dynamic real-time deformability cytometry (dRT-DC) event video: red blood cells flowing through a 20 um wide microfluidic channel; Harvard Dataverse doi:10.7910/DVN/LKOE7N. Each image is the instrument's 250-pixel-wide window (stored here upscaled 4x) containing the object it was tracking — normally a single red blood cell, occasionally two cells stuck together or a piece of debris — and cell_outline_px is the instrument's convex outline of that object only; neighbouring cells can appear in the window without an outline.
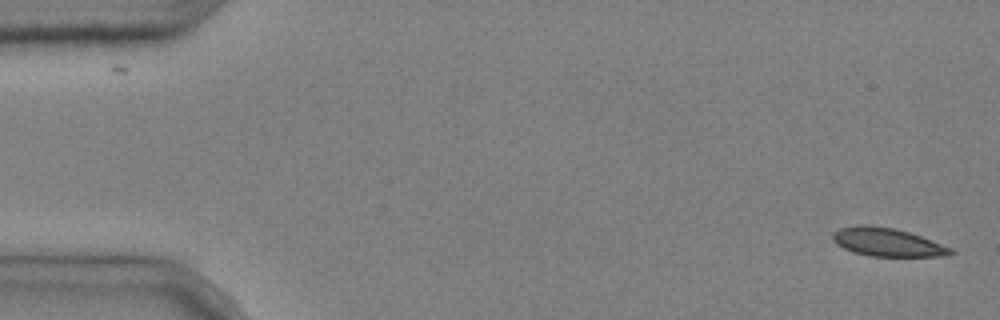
{"species": "common noctule bat (a hibernating species)", "species_latin": "Nyctalus noctula", "temperature_condition": "cold", "stored_images_in_passage": 5, "camera_frame_rate_fps": 3000, "um_per_image_px": 0.085, "animal": {"sex": "male", "body_mass_g": 20.4}, "frame": {"image": 1, "passage_image": 5, "time_ms": 1.333, "image_size_px": [1000, 320], "cell_outline_px": [[956, 252], [948, 256], [868, 256], [852, 252], [836, 244], [832, 240], [832, 232], [840, 228], [856, 224], [864, 224], [892, 228], [908, 232], [932, 240], [952, 248]], "centroid_in_image_um": [75.39, 20.59], "position_along_channel_um": 9.6, "area_um2": 19.59}}